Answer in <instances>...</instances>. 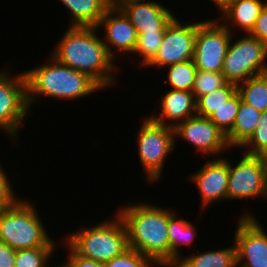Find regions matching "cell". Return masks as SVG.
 Listing matches in <instances>:
<instances>
[{"instance_id":"6","label":"cell","mask_w":267,"mask_h":267,"mask_svg":"<svg viewBox=\"0 0 267 267\" xmlns=\"http://www.w3.org/2000/svg\"><path fill=\"white\" fill-rule=\"evenodd\" d=\"M137 135L138 156L148 183L161 179L165 159L175 148L174 128L152 120L149 116L141 122Z\"/></svg>"},{"instance_id":"37","label":"cell","mask_w":267,"mask_h":267,"mask_svg":"<svg viewBox=\"0 0 267 267\" xmlns=\"http://www.w3.org/2000/svg\"><path fill=\"white\" fill-rule=\"evenodd\" d=\"M259 157L262 160L263 166L266 170V174H267V150H265L262 154L259 155Z\"/></svg>"},{"instance_id":"13","label":"cell","mask_w":267,"mask_h":267,"mask_svg":"<svg viewBox=\"0 0 267 267\" xmlns=\"http://www.w3.org/2000/svg\"><path fill=\"white\" fill-rule=\"evenodd\" d=\"M174 133L175 140L178 137L183 138L205 155H219L227 148H231L227 143L226 135L209 118L198 115L179 123L174 128Z\"/></svg>"},{"instance_id":"14","label":"cell","mask_w":267,"mask_h":267,"mask_svg":"<svg viewBox=\"0 0 267 267\" xmlns=\"http://www.w3.org/2000/svg\"><path fill=\"white\" fill-rule=\"evenodd\" d=\"M125 13L137 33L165 32L176 17L162 3L147 0H115Z\"/></svg>"},{"instance_id":"2","label":"cell","mask_w":267,"mask_h":267,"mask_svg":"<svg viewBox=\"0 0 267 267\" xmlns=\"http://www.w3.org/2000/svg\"><path fill=\"white\" fill-rule=\"evenodd\" d=\"M118 209L127 230L128 247L150 257L160 267L169 265L168 224L175 211L146 201Z\"/></svg>"},{"instance_id":"9","label":"cell","mask_w":267,"mask_h":267,"mask_svg":"<svg viewBox=\"0 0 267 267\" xmlns=\"http://www.w3.org/2000/svg\"><path fill=\"white\" fill-rule=\"evenodd\" d=\"M233 33L218 20L197 22L193 61L197 70L222 72Z\"/></svg>"},{"instance_id":"25","label":"cell","mask_w":267,"mask_h":267,"mask_svg":"<svg viewBox=\"0 0 267 267\" xmlns=\"http://www.w3.org/2000/svg\"><path fill=\"white\" fill-rule=\"evenodd\" d=\"M167 78L173 90L192 91L197 68L193 60H187L166 66Z\"/></svg>"},{"instance_id":"16","label":"cell","mask_w":267,"mask_h":267,"mask_svg":"<svg viewBox=\"0 0 267 267\" xmlns=\"http://www.w3.org/2000/svg\"><path fill=\"white\" fill-rule=\"evenodd\" d=\"M104 26L103 43L108 53L115 59L117 52L114 47L122 54H133L137 42L136 28L131 24L125 13L113 3L105 12L97 28ZM116 52V53H115ZM128 52V53H127ZM115 55V56H114Z\"/></svg>"},{"instance_id":"20","label":"cell","mask_w":267,"mask_h":267,"mask_svg":"<svg viewBox=\"0 0 267 267\" xmlns=\"http://www.w3.org/2000/svg\"><path fill=\"white\" fill-rule=\"evenodd\" d=\"M260 117V111L241 100L235 123L226 135L228 145L239 149L254 133Z\"/></svg>"},{"instance_id":"18","label":"cell","mask_w":267,"mask_h":267,"mask_svg":"<svg viewBox=\"0 0 267 267\" xmlns=\"http://www.w3.org/2000/svg\"><path fill=\"white\" fill-rule=\"evenodd\" d=\"M265 4L263 0H232L221 10L223 25L233 33L232 28H237L249 34Z\"/></svg>"},{"instance_id":"22","label":"cell","mask_w":267,"mask_h":267,"mask_svg":"<svg viewBox=\"0 0 267 267\" xmlns=\"http://www.w3.org/2000/svg\"><path fill=\"white\" fill-rule=\"evenodd\" d=\"M177 264L180 267H237L235 245L224 249L206 251L181 257Z\"/></svg>"},{"instance_id":"4","label":"cell","mask_w":267,"mask_h":267,"mask_svg":"<svg viewBox=\"0 0 267 267\" xmlns=\"http://www.w3.org/2000/svg\"><path fill=\"white\" fill-rule=\"evenodd\" d=\"M34 204L19 199L0 212V241L15 251L39 247H57L40 220Z\"/></svg>"},{"instance_id":"17","label":"cell","mask_w":267,"mask_h":267,"mask_svg":"<svg viewBox=\"0 0 267 267\" xmlns=\"http://www.w3.org/2000/svg\"><path fill=\"white\" fill-rule=\"evenodd\" d=\"M159 107H161L160 115L156 113L149 115V117L172 128L197 115L195 97L192 92L185 90H169L162 96Z\"/></svg>"},{"instance_id":"34","label":"cell","mask_w":267,"mask_h":267,"mask_svg":"<svg viewBox=\"0 0 267 267\" xmlns=\"http://www.w3.org/2000/svg\"><path fill=\"white\" fill-rule=\"evenodd\" d=\"M65 247L69 250L66 267H103V263L77 255L68 245Z\"/></svg>"},{"instance_id":"10","label":"cell","mask_w":267,"mask_h":267,"mask_svg":"<svg viewBox=\"0 0 267 267\" xmlns=\"http://www.w3.org/2000/svg\"><path fill=\"white\" fill-rule=\"evenodd\" d=\"M242 156L236 165L229 161L227 200L267 197V174L261 158Z\"/></svg>"},{"instance_id":"15","label":"cell","mask_w":267,"mask_h":267,"mask_svg":"<svg viewBox=\"0 0 267 267\" xmlns=\"http://www.w3.org/2000/svg\"><path fill=\"white\" fill-rule=\"evenodd\" d=\"M191 182L197 186L201 197V210L209 207L214 201H227L229 179V160L223 157L209 159L203 167L189 175Z\"/></svg>"},{"instance_id":"3","label":"cell","mask_w":267,"mask_h":267,"mask_svg":"<svg viewBox=\"0 0 267 267\" xmlns=\"http://www.w3.org/2000/svg\"><path fill=\"white\" fill-rule=\"evenodd\" d=\"M48 59V63L24 71L29 110L42 96L72 101L102 89L87 74L57 62L52 56Z\"/></svg>"},{"instance_id":"27","label":"cell","mask_w":267,"mask_h":267,"mask_svg":"<svg viewBox=\"0 0 267 267\" xmlns=\"http://www.w3.org/2000/svg\"><path fill=\"white\" fill-rule=\"evenodd\" d=\"M133 55L142 56L141 65L146 67L157 55L165 32L137 33Z\"/></svg>"},{"instance_id":"26","label":"cell","mask_w":267,"mask_h":267,"mask_svg":"<svg viewBox=\"0 0 267 267\" xmlns=\"http://www.w3.org/2000/svg\"><path fill=\"white\" fill-rule=\"evenodd\" d=\"M241 100V96L237 91L223 106L209 117L212 123L225 135L231 131L235 123Z\"/></svg>"},{"instance_id":"7","label":"cell","mask_w":267,"mask_h":267,"mask_svg":"<svg viewBox=\"0 0 267 267\" xmlns=\"http://www.w3.org/2000/svg\"><path fill=\"white\" fill-rule=\"evenodd\" d=\"M233 41L231 38L222 67V74L228 83L238 85L251 77L267 73L265 43L249 34Z\"/></svg>"},{"instance_id":"19","label":"cell","mask_w":267,"mask_h":267,"mask_svg":"<svg viewBox=\"0 0 267 267\" xmlns=\"http://www.w3.org/2000/svg\"><path fill=\"white\" fill-rule=\"evenodd\" d=\"M70 11L68 26L97 27L113 0H60Z\"/></svg>"},{"instance_id":"8","label":"cell","mask_w":267,"mask_h":267,"mask_svg":"<svg viewBox=\"0 0 267 267\" xmlns=\"http://www.w3.org/2000/svg\"><path fill=\"white\" fill-rule=\"evenodd\" d=\"M29 113L26 78L24 72L9 75L8 69L0 71V130L6 132L11 141L17 139L18 131Z\"/></svg>"},{"instance_id":"29","label":"cell","mask_w":267,"mask_h":267,"mask_svg":"<svg viewBox=\"0 0 267 267\" xmlns=\"http://www.w3.org/2000/svg\"><path fill=\"white\" fill-rule=\"evenodd\" d=\"M226 83L222 72L197 70L191 92L197 100L199 97L223 87Z\"/></svg>"},{"instance_id":"31","label":"cell","mask_w":267,"mask_h":267,"mask_svg":"<svg viewBox=\"0 0 267 267\" xmlns=\"http://www.w3.org/2000/svg\"><path fill=\"white\" fill-rule=\"evenodd\" d=\"M103 267H159L150 257L128 249L122 255L104 262Z\"/></svg>"},{"instance_id":"24","label":"cell","mask_w":267,"mask_h":267,"mask_svg":"<svg viewBox=\"0 0 267 267\" xmlns=\"http://www.w3.org/2000/svg\"><path fill=\"white\" fill-rule=\"evenodd\" d=\"M236 92L237 85L227 82L223 87L199 97L196 100L197 115L209 118Z\"/></svg>"},{"instance_id":"1","label":"cell","mask_w":267,"mask_h":267,"mask_svg":"<svg viewBox=\"0 0 267 267\" xmlns=\"http://www.w3.org/2000/svg\"><path fill=\"white\" fill-rule=\"evenodd\" d=\"M98 31L97 27L69 26L50 56L63 65L87 74L104 89L114 85L118 66L103 40L98 37Z\"/></svg>"},{"instance_id":"28","label":"cell","mask_w":267,"mask_h":267,"mask_svg":"<svg viewBox=\"0 0 267 267\" xmlns=\"http://www.w3.org/2000/svg\"><path fill=\"white\" fill-rule=\"evenodd\" d=\"M56 247L17 250L14 267H49L48 260Z\"/></svg>"},{"instance_id":"21","label":"cell","mask_w":267,"mask_h":267,"mask_svg":"<svg viewBox=\"0 0 267 267\" xmlns=\"http://www.w3.org/2000/svg\"><path fill=\"white\" fill-rule=\"evenodd\" d=\"M174 212L169 217L168 234H169V265L175 264L182 257L180 245H191L196 237V226L193 223L182 218H177Z\"/></svg>"},{"instance_id":"30","label":"cell","mask_w":267,"mask_h":267,"mask_svg":"<svg viewBox=\"0 0 267 267\" xmlns=\"http://www.w3.org/2000/svg\"><path fill=\"white\" fill-rule=\"evenodd\" d=\"M247 147L245 154L259 156L267 150V111L261 112L259 123L251 137L240 147Z\"/></svg>"},{"instance_id":"39","label":"cell","mask_w":267,"mask_h":267,"mask_svg":"<svg viewBox=\"0 0 267 267\" xmlns=\"http://www.w3.org/2000/svg\"><path fill=\"white\" fill-rule=\"evenodd\" d=\"M51 267H52V266H51ZM55 267H66V266L62 263V264L59 265V266H58V265H57V266L55 265Z\"/></svg>"},{"instance_id":"12","label":"cell","mask_w":267,"mask_h":267,"mask_svg":"<svg viewBox=\"0 0 267 267\" xmlns=\"http://www.w3.org/2000/svg\"><path fill=\"white\" fill-rule=\"evenodd\" d=\"M240 217L233 242L237 251V266L267 267V232L251 212Z\"/></svg>"},{"instance_id":"32","label":"cell","mask_w":267,"mask_h":267,"mask_svg":"<svg viewBox=\"0 0 267 267\" xmlns=\"http://www.w3.org/2000/svg\"><path fill=\"white\" fill-rule=\"evenodd\" d=\"M16 197L11 182L0 165V212L13 206L19 200Z\"/></svg>"},{"instance_id":"38","label":"cell","mask_w":267,"mask_h":267,"mask_svg":"<svg viewBox=\"0 0 267 267\" xmlns=\"http://www.w3.org/2000/svg\"><path fill=\"white\" fill-rule=\"evenodd\" d=\"M165 267H180L177 263H175V264H170V265H167V266H165Z\"/></svg>"},{"instance_id":"5","label":"cell","mask_w":267,"mask_h":267,"mask_svg":"<svg viewBox=\"0 0 267 267\" xmlns=\"http://www.w3.org/2000/svg\"><path fill=\"white\" fill-rule=\"evenodd\" d=\"M66 244L79 256L101 263L122 255L128 247L127 230L117 214L90 228L75 231L67 236Z\"/></svg>"},{"instance_id":"11","label":"cell","mask_w":267,"mask_h":267,"mask_svg":"<svg viewBox=\"0 0 267 267\" xmlns=\"http://www.w3.org/2000/svg\"><path fill=\"white\" fill-rule=\"evenodd\" d=\"M175 17L166 27L157 55L146 67H166L193 60L197 22L184 24Z\"/></svg>"},{"instance_id":"23","label":"cell","mask_w":267,"mask_h":267,"mask_svg":"<svg viewBox=\"0 0 267 267\" xmlns=\"http://www.w3.org/2000/svg\"><path fill=\"white\" fill-rule=\"evenodd\" d=\"M237 91L243 102L260 112L267 111V73L238 84Z\"/></svg>"},{"instance_id":"33","label":"cell","mask_w":267,"mask_h":267,"mask_svg":"<svg viewBox=\"0 0 267 267\" xmlns=\"http://www.w3.org/2000/svg\"><path fill=\"white\" fill-rule=\"evenodd\" d=\"M250 36L257 38L267 45V2L260 11L254 28L249 33Z\"/></svg>"},{"instance_id":"35","label":"cell","mask_w":267,"mask_h":267,"mask_svg":"<svg viewBox=\"0 0 267 267\" xmlns=\"http://www.w3.org/2000/svg\"><path fill=\"white\" fill-rule=\"evenodd\" d=\"M16 251L0 241V267H14Z\"/></svg>"},{"instance_id":"36","label":"cell","mask_w":267,"mask_h":267,"mask_svg":"<svg viewBox=\"0 0 267 267\" xmlns=\"http://www.w3.org/2000/svg\"><path fill=\"white\" fill-rule=\"evenodd\" d=\"M211 1L214 2L219 11H221L232 0H211Z\"/></svg>"}]
</instances>
